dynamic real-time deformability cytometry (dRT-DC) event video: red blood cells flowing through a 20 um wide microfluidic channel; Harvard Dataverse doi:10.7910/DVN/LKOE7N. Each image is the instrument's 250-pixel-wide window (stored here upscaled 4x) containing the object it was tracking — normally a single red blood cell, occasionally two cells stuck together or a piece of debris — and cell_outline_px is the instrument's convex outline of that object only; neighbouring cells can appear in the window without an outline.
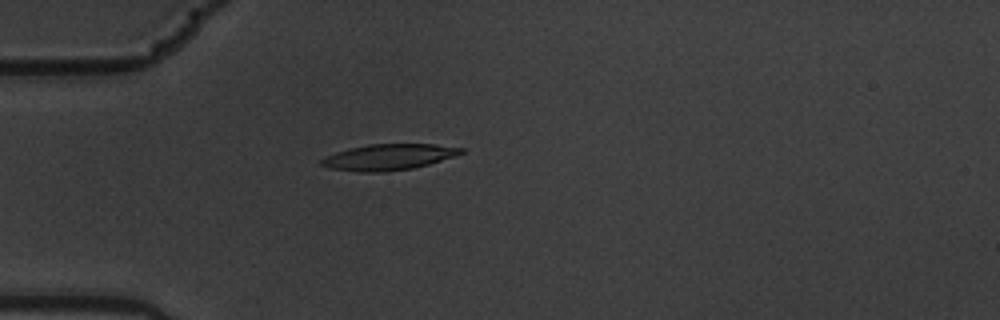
{"species": "common noctule bat (a hibernating species)", "species_latin": "Nyctalus noctula", "temperature_condition": "warm", "stored_images_in_passage": 5, "camera_frame_rate_fps": 3000, "um_per_image_px": 0.085, "animal": {"sex": "male", "body_mass_g": 19.5, "forearm_length_mm": 54.6}, "frame": {"image": 1, "passage_image": 5, "time_ms": 1.333, "image_size_px": [1000, 320], "cell_outline_px": [[464, 152], [456, 156], [428, 164], [412, 168], [384, 172], [360, 172], [332, 168], [320, 164], [320, 160], [324, 156], [348, 148], [368, 144], [436, 144], [464, 148]], "centroid_in_image_um": [33.03, 13.34], "position_along_channel_um": 52.0, "area_um2": 21.15}}